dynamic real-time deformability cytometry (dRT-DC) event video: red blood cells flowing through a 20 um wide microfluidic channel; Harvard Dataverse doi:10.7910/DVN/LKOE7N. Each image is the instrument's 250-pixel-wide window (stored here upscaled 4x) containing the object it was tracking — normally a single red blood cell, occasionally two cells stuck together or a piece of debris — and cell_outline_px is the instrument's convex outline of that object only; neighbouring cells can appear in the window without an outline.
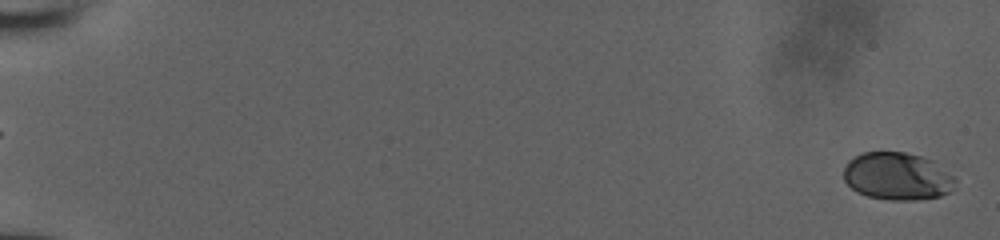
{"species": "human", "species_latin": "Homo sapiens", "temperature_condition": "room temperature", "stored_images_in_passage": 53, "camera_frame_rate_fps": 3000, "um_per_image_px": 0.085, "donor": {"sex": "male"}, "frame": {"image": 1, "passage_image": 1, "time_ms": 0.0, "image_size_px": [1000, 240], "cell_outline_px": [[956, 180], [948, 192], [940, 196], [916, 200], [888, 200], [868, 196], [856, 192], [844, 180], [844, 168], [848, 160], [864, 152], [904, 152], [920, 156], [932, 160], [956, 176]], "centroid_in_image_um": [76.27, 14.98], "position_along_channel_um": 8.7, "area_um2": 30.98}}
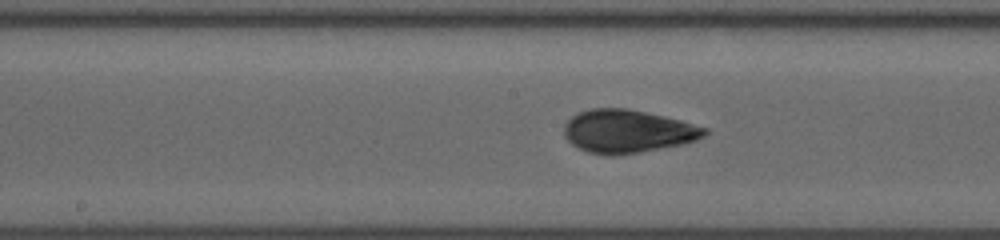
{"frame": {"image": 2, "passage_image": 30, "time_ms": 9.667, "image_size_px": [1000, 240], "cell_outline_px": [[708, 132], [704, 136], [696, 140], [684, 144], [640, 152], [616, 156], [604, 156], [588, 152], [572, 144], [564, 136], [564, 124], [576, 112], [588, 108], [628, 108], [664, 116], [680, 120], [708, 128]], "centroid_in_image_um": [53.33, 11.16], "position_along_channel_um": 194.9, "area_um2": 35.6}}
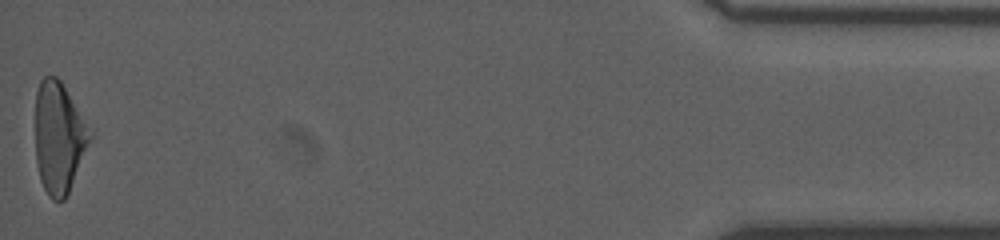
{"frame": {"image": 3, "passage_image": 53, "time_ms": 17.333, "image_size_px": [1000, 240], "cell_outline_px": [[92, 136], [68, 192], [64, 200], [52, 200], [48, 196], [40, 180], [36, 160], [36, 92], [40, 80], [44, 76], [56, 76], [60, 80], [92, 132]], "centroid_in_image_um": [4.98, 11.69], "position_along_channel_um": 430.2, "area_um2": 34.85}}